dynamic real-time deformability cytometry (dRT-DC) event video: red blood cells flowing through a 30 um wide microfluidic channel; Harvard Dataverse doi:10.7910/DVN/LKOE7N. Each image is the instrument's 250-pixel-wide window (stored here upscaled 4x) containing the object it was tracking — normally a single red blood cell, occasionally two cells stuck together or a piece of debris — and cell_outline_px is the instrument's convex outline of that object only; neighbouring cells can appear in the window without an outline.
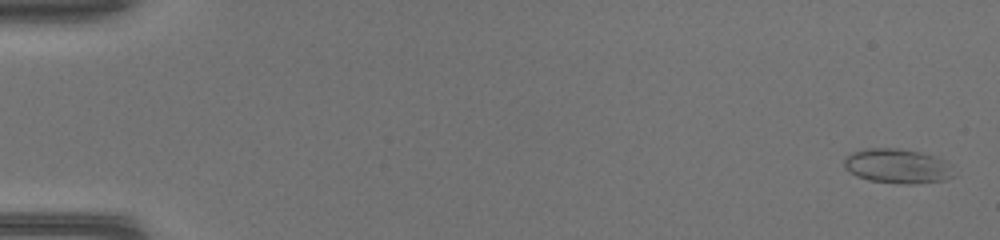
{"species": "common noctule bat (a hibernating species)", "species_latin": "Nyctalus noctula", "temperature_condition": "warm", "stored_images_in_passage": 47, "camera_frame_rate_fps": 3000, "um_per_image_px": 0.085, "animal": {"sex": "female", "body_mass_g": 17.0, "forearm_length_mm": 48.0}, "frame": {"image": 1, "passage_image": 2, "time_ms": 0.333, "image_size_px": [1000, 240], "cell_outline_px": [[952, 176], [944, 180], [912, 184], [908, 184], [868, 180], [856, 176], [844, 168], [844, 160], [852, 152], [864, 148], [896, 148], [920, 152], [944, 160], [948, 164]], "centroid_in_image_um": [76.21, 14.11], "position_along_channel_um": 8.8, "area_um2": 21.73}}
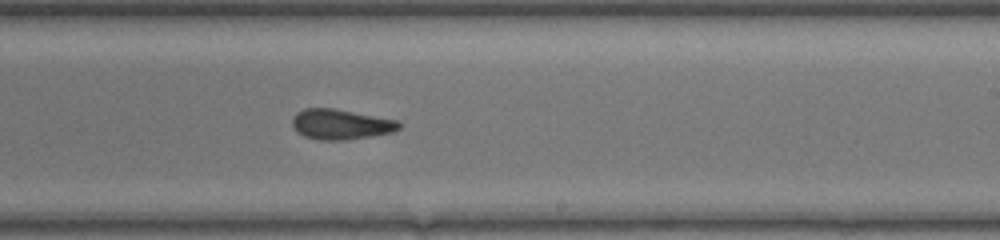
{"frame": {"image": 2, "passage_image": 30, "time_ms": 9.667, "image_size_px": [1000, 240], "cell_outline_px": [[400, 128], [392, 132], [372, 136], [348, 140], [320, 140], [304, 136], [296, 132], [292, 124], [292, 116], [296, 112], [304, 108], [332, 108], [400, 120]], "centroid_in_image_um": [28.95, 10.56], "position_along_channel_um": 260.0, "area_um2": 19.02}}
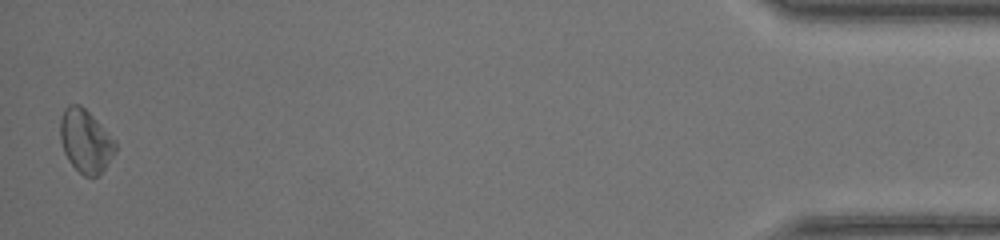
{"frame": {"image": 3, "passage_image": 47, "time_ms": 15.333, "image_size_px": [1000, 240], "cell_outline_px": [[116, 152], [104, 168], [96, 176], [84, 176], [68, 160], [64, 152], [60, 140], [60, 120], [64, 108], [68, 104], [80, 104], [116, 140]], "centroid_in_image_um": [7.26, 11.97], "position_along_channel_um": 427.9, "area_um2": 20.11}}